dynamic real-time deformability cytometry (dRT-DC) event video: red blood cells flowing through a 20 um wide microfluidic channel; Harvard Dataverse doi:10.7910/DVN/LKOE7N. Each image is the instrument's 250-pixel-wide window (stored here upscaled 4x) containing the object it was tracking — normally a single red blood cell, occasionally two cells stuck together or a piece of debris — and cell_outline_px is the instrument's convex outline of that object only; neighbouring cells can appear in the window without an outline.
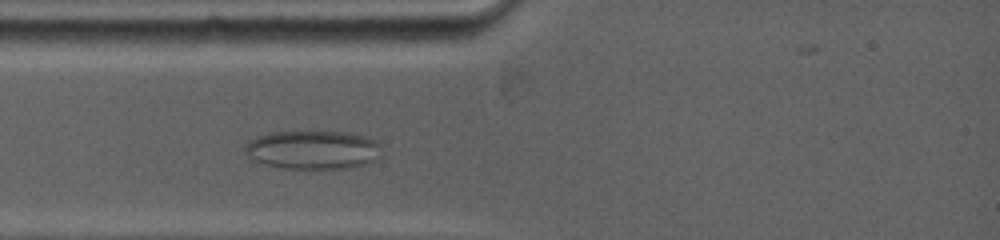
{"species": "common noctule bat (a hibernating species)", "species_latin": "Nyctalus noctula", "temperature_condition": "warm", "stored_images_in_passage": 5, "camera_frame_rate_fps": 5000, "um_per_image_px": 0.085, "animal": {"sex": "female", "body_mass_g": 19.0, "forearm_length_mm": 53.3}, "frame": {"image": 1, "passage_image": 2, "time_ms": 0.4, "image_size_px": [1000, 240], "cell_outline_px": [[372, 144], [364, 164], [352, 168], [332, 172], [292, 172], [256, 160], [248, 148], [248, 144], [260, 136], [276, 132], [340, 132], [360, 136], [368, 140]], "centroid_in_image_um": [26.44, 12.83], "position_along_channel_um": 58.6, "area_um2": 29.54}}